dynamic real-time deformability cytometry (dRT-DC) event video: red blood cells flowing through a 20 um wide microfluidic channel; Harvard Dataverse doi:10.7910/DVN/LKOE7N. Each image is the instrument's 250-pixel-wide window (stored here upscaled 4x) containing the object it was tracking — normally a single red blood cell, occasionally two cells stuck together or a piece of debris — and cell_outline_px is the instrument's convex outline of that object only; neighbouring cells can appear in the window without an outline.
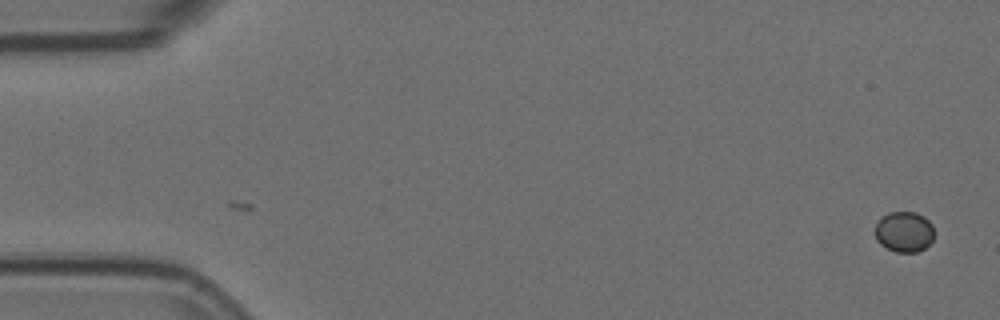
{"species": "Egyptian fruit bat (a non-hibernating species)", "species_latin": "Rousettus aegyptiacus", "temperature_condition": "room temperature", "stored_images_in_passage": 2, "camera_frame_rate_fps": 3000, "um_per_image_px": 0.085, "animal": {"sex": "female"}, "frame": {"image": 1, "passage_image": 2, "time_ms": 0.333, "image_size_px": [1000, 320], "cell_outline_px": [[932, 240], [924, 248], [916, 252], [896, 252], [880, 244], [876, 240], [876, 224], [880, 216], [888, 212], [916, 212], [924, 216], [932, 224]], "centroid_in_image_um": [76.83, 19.68], "position_along_channel_um": 8.2, "area_um2": 13.93}}